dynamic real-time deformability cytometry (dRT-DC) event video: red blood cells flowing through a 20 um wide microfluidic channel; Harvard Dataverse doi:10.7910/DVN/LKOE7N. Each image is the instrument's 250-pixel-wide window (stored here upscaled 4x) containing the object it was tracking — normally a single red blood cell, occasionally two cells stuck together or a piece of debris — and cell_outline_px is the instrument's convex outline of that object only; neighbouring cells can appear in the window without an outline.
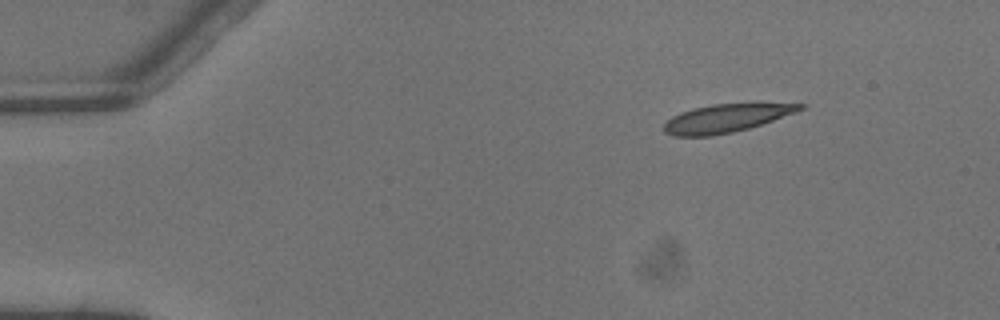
{"species": "common noctule bat (a hibernating species)", "species_latin": "Nyctalus noctula", "temperature_condition": "warm", "stored_images_in_passage": 3, "camera_frame_rate_fps": 3000, "um_per_image_px": 0.085, "animal": {"sex": "male", "body_mass_g": 13.3}, "frame": {"image": 1, "passage_image": 1, "time_ms": 0.0, "image_size_px": [1000, 320], "cell_outline_px": [[808, 104], [804, 108], [796, 112], [748, 128], [732, 132], [712, 136], [672, 136], [664, 132], [664, 124], [672, 116], [680, 112], [692, 108], [712, 104], [756, 100]], "centroid_in_image_um": [61.81, 9.98], "position_along_channel_um": 23.2, "area_um2": 23.35}}
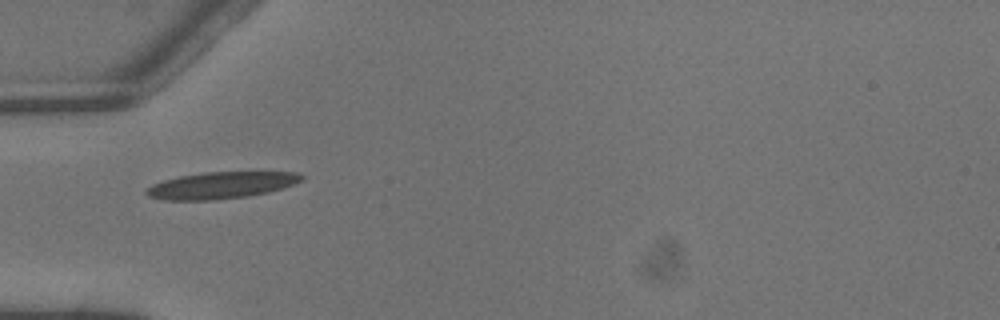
{"frame": {"image": 2, "passage_image": 3, "time_ms": 0.667, "image_size_px": [1000, 320], "cell_outline_px": [[304, 180], [268, 192], [248, 196], [212, 200], [164, 200], [148, 196], [144, 192], [152, 184], [164, 180], [180, 176], [204, 172], [296, 172], [304, 176]], "centroid_in_image_um": [18.78, 15.75], "position_along_channel_um": 66.2, "area_um2": 23.99}}